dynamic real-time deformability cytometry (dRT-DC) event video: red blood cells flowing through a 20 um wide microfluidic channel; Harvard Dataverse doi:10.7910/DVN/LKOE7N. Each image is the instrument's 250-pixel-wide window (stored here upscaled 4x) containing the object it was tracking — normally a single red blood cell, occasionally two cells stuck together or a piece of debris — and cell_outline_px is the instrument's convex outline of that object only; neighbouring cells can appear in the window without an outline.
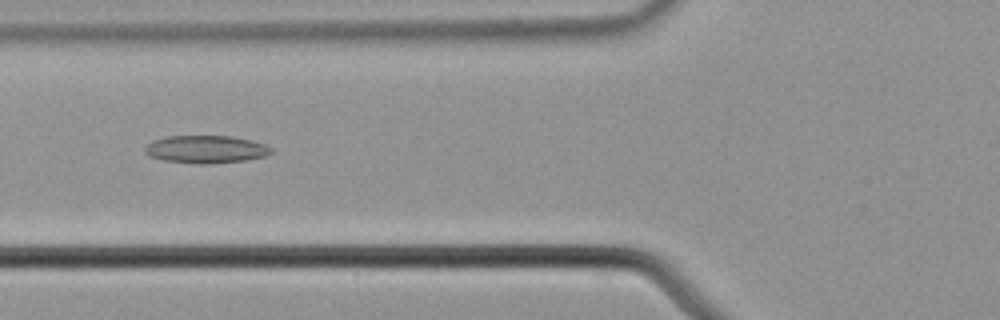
{"species": "common noctule bat (a hibernating species)", "species_latin": "Nyctalus noctula", "temperature_condition": "cold", "stored_images_in_passage": 6, "camera_frame_rate_fps": 3000, "um_per_image_px": 0.085, "animal": {"sex": "male", "body_mass_g": 21.5, "forearm_length_mm": 52.0}, "frame": {"image": 1, "passage_image": 5, "time_ms": 1.333, "image_size_px": [1000, 320], "cell_outline_px": [[272, 152], [264, 156], [244, 160], [212, 164], [196, 164], [164, 160], [148, 156], [144, 152], [144, 148], [152, 140], [168, 136], [232, 136], [252, 140], [264, 144], [272, 148]], "centroid_in_image_um": [17.47, 12.69], "position_along_channel_um": 108.3, "area_um2": 20.46}}
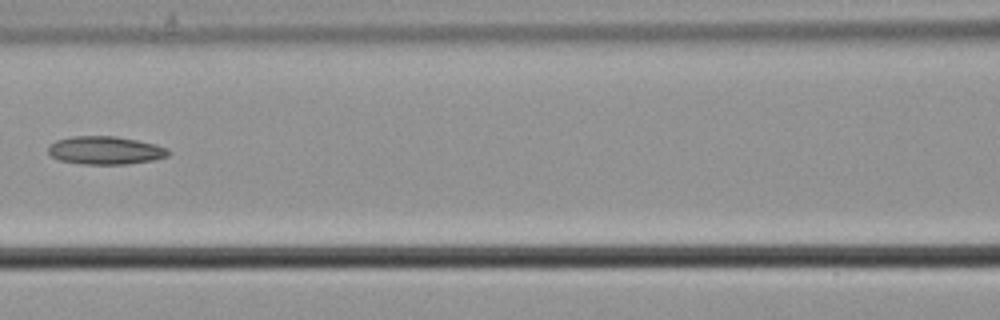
{"frame": {"image": 2, "passage_image": 6, "time_ms": 1.667, "image_size_px": [1000, 320], "cell_outline_px": [[172, 152], [168, 156], [152, 160], [128, 164], [84, 164], [60, 160], [52, 156], [48, 152], [48, 144], [56, 140], [72, 136], [116, 136], [156, 144], [168, 148]], "centroid_in_image_um": [8.96, 12.77], "position_along_channel_um": 157.6, "area_um2": 19.77}}